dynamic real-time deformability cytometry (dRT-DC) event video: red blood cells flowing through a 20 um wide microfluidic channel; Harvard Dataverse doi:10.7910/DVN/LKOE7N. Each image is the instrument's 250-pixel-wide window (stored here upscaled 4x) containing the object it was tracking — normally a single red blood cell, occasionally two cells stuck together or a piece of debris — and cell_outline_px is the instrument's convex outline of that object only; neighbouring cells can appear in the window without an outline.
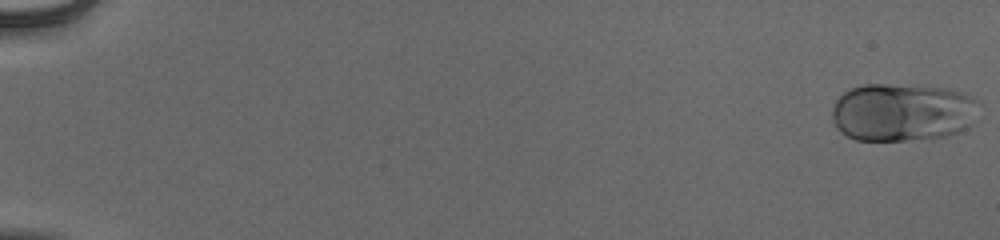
{"species": "human", "species_latin": "Homo sapiens", "temperature_condition": "cold", "stored_images_in_passage": 55, "camera_frame_rate_fps": 3000, "um_per_image_px": 0.085, "donor": {"sex": "male"}, "frame": {"image": 1, "passage_image": 1, "time_ms": 0.0, "image_size_px": [1000, 240], "cell_outline_px": [[980, 120], [976, 124], [956, 132], [944, 136], [904, 140], [856, 140], [840, 132], [832, 120], [832, 108], [836, 100], [844, 92], [852, 88], [864, 84], [884, 84], [948, 88], [972, 96], [980, 100]], "centroid_in_image_um": [76.79, 9.53], "position_along_channel_um": 8.2, "area_um2": 50.34}}
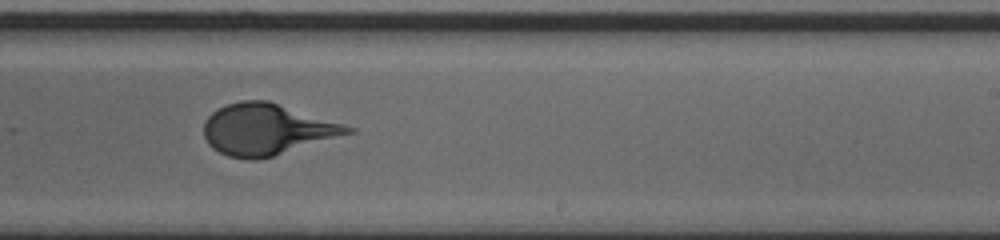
{"frame": {"image": 2, "passage_image": 36, "time_ms": 11.667, "image_size_px": [1000, 240], "cell_outline_px": [[356, 132], [272, 156], [256, 160], [248, 160], [228, 156], [212, 148], [208, 144], [204, 136], [204, 120], [212, 112], [228, 104], [240, 100], [268, 100], [344, 124], [356, 128]], "centroid_in_image_um": [22.67, 11.0], "position_along_channel_um": 266.3, "area_um2": 42.89}}
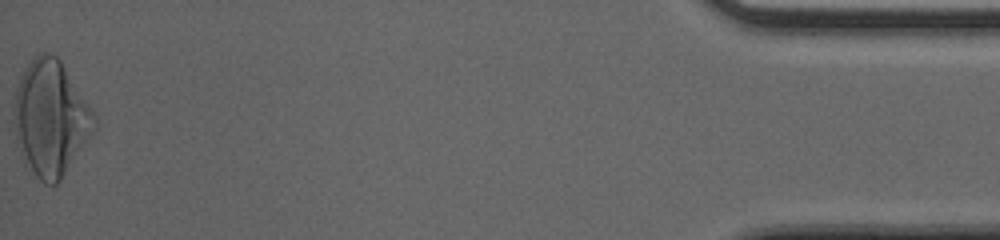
{"frame": {"image": 3, "passage_image": 55, "time_ms": 18.0, "image_size_px": [1000, 240], "cell_outline_px": [[96, 128], [60, 180], [56, 184], [44, 184], [36, 176], [24, 160], [20, 152], [16, 140], [12, 116], [12, 108], [16, 88], [20, 76], [24, 68], [32, 56], [40, 52], [48, 52], [56, 56], [60, 60], [96, 116]], "centroid_in_image_um": [4.26, 10.01], "position_along_channel_um": 430.9, "area_um2": 53.99}}